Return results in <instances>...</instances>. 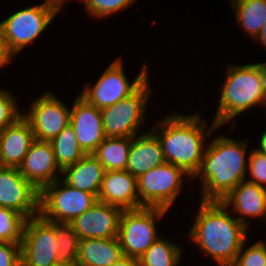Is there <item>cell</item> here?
Returning <instances> with one entry per match:
<instances>
[{"label": "cell", "mask_w": 266, "mask_h": 266, "mask_svg": "<svg viewBox=\"0 0 266 266\" xmlns=\"http://www.w3.org/2000/svg\"><path fill=\"white\" fill-rule=\"evenodd\" d=\"M252 149L248 155L246 181L257 184L266 189V154L259 152L258 150ZM251 152V153H250Z\"/></svg>", "instance_id": "32"}, {"label": "cell", "mask_w": 266, "mask_h": 266, "mask_svg": "<svg viewBox=\"0 0 266 266\" xmlns=\"http://www.w3.org/2000/svg\"><path fill=\"white\" fill-rule=\"evenodd\" d=\"M260 142L259 144H257V148L256 150H258L259 152L266 154V130H263V133H261L260 136Z\"/></svg>", "instance_id": "39"}, {"label": "cell", "mask_w": 266, "mask_h": 266, "mask_svg": "<svg viewBox=\"0 0 266 266\" xmlns=\"http://www.w3.org/2000/svg\"><path fill=\"white\" fill-rule=\"evenodd\" d=\"M132 137H106L92 153L105 171L126 170Z\"/></svg>", "instance_id": "24"}, {"label": "cell", "mask_w": 266, "mask_h": 266, "mask_svg": "<svg viewBox=\"0 0 266 266\" xmlns=\"http://www.w3.org/2000/svg\"><path fill=\"white\" fill-rule=\"evenodd\" d=\"M225 81L220 86L218 108L212 119L219 127L231 123V129L236 125L233 120L240 114L250 111L254 106L266 109L259 77V62L251 64L225 65Z\"/></svg>", "instance_id": "4"}, {"label": "cell", "mask_w": 266, "mask_h": 266, "mask_svg": "<svg viewBox=\"0 0 266 266\" xmlns=\"http://www.w3.org/2000/svg\"><path fill=\"white\" fill-rule=\"evenodd\" d=\"M20 245L21 266H50L57 262L55 222L40 214L26 219Z\"/></svg>", "instance_id": "11"}, {"label": "cell", "mask_w": 266, "mask_h": 266, "mask_svg": "<svg viewBox=\"0 0 266 266\" xmlns=\"http://www.w3.org/2000/svg\"><path fill=\"white\" fill-rule=\"evenodd\" d=\"M150 76L129 96L101 109L106 137H134L147 121L145 113L152 96Z\"/></svg>", "instance_id": "5"}, {"label": "cell", "mask_w": 266, "mask_h": 266, "mask_svg": "<svg viewBox=\"0 0 266 266\" xmlns=\"http://www.w3.org/2000/svg\"><path fill=\"white\" fill-rule=\"evenodd\" d=\"M168 210L158 207H141L123 210L119 222L118 238L124 256L139 259L161 236L157 224ZM158 229V230H157ZM160 235V236H159Z\"/></svg>", "instance_id": "6"}, {"label": "cell", "mask_w": 266, "mask_h": 266, "mask_svg": "<svg viewBox=\"0 0 266 266\" xmlns=\"http://www.w3.org/2000/svg\"><path fill=\"white\" fill-rule=\"evenodd\" d=\"M15 56L10 52L6 41L0 32V69L5 68L6 64L14 61Z\"/></svg>", "instance_id": "34"}, {"label": "cell", "mask_w": 266, "mask_h": 266, "mask_svg": "<svg viewBox=\"0 0 266 266\" xmlns=\"http://www.w3.org/2000/svg\"><path fill=\"white\" fill-rule=\"evenodd\" d=\"M97 198L122 210L138 209L137 178L126 170L105 171Z\"/></svg>", "instance_id": "18"}, {"label": "cell", "mask_w": 266, "mask_h": 266, "mask_svg": "<svg viewBox=\"0 0 266 266\" xmlns=\"http://www.w3.org/2000/svg\"><path fill=\"white\" fill-rule=\"evenodd\" d=\"M122 257L118 237L80 239L76 266H111Z\"/></svg>", "instance_id": "22"}, {"label": "cell", "mask_w": 266, "mask_h": 266, "mask_svg": "<svg viewBox=\"0 0 266 266\" xmlns=\"http://www.w3.org/2000/svg\"><path fill=\"white\" fill-rule=\"evenodd\" d=\"M255 41L258 43L260 42L262 44L263 48L266 49V23L264 24V26L260 30L257 37L254 39V42Z\"/></svg>", "instance_id": "38"}, {"label": "cell", "mask_w": 266, "mask_h": 266, "mask_svg": "<svg viewBox=\"0 0 266 266\" xmlns=\"http://www.w3.org/2000/svg\"><path fill=\"white\" fill-rule=\"evenodd\" d=\"M70 110L54 92L42 93L34 99L23 117L30 123L34 138L51 141L70 124Z\"/></svg>", "instance_id": "12"}, {"label": "cell", "mask_w": 266, "mask_h": 266, "mask_svg": "<svg viewBox=\"0 0 266 266\" xmlns=\"http://www.w3.org/2000/svg\"><path fill=\"white\" fill-rule=\"evenodd\" d=\"M19 172L40 192L61 178L50 141L34 140L19 166Z\"/></svg>", "instance_id": "16"}, {"label": "cell", "mask_w": 266, "mask_h": 266, "mask_svg": "<svg viewBox=\"0 0 266 266\" xmlns=\"http://www.w3.org/2000/svg\"><path fill=\"white\" fill-rule=\"evenodd\" d=\"M105 169L97 158L85 154L75 164L62 171L61 179L70 187L87 191L98 197Z\"/></svg>", "instance_id": "21"}, {"label": "cell", "mask_w": 266, "mask_h": 266, "mask_svg": "<svg viewBox=\"0 0 266 266\" xmlns=\"http://www.w3.org/2000/svg\"><path fill=\"white\" fill-rule=\"evenodd\" d=\"M96 202L95 195L70 187L60 178L40 191L39 214L50 222L71 223Z\"/></svg>", "instance_id": "9"}, {"label": "cell", "mask_w": 266, "mask_h": 266, "mask_svg": "<svg viewBox=\"0 0 266 266\" xmlns=\"http://www.w3.org/2000/svg\"><path fill=\"white\" fill-rule=\"evenodd\" d=\"M40 192L15 167L0 166V206L26 219L39 215Z\"/></svg>", "instance_id": "13"}, {"label": "cell", "mask_w": 266, "mask_h": 266, "mask_svg": "<svg viewBox=\"0 0 266 266\" xmlns=\"http://www.w3.org/2000/svg\"><path fill=\"white\" fill-rule=\"evenodd\" d=\"M186 177L192 182L182 168L168 162L142 174L137 178L139 208L158 207L169 211L181 194Z\"/></svg>", "instance_id": "10"}, {"label": "cell", "mask_w": 266, "mask_h": 266, "mask_svg": "<svg viewBox=\"0 0 266 266\" xmlns=\"http://www.w3.org/2000/svg\"><path fill=\"white\" fill-rule=\"evenodd\" d=\"M165 162L160 142L151 130L132 137L126 166L131 175L138 178Z\"/></svg>", "instance_id": "20"}, {"label": "cell", "mask_w": 266, "mask_h": 266, "mask_svg": "<svg viewBox=\"0 0 266 266\" xmlns=\"http://www.w3.org/2000/svg\"><path fill=\"white\" fill-rule=\"evenodd\" d=\"M58 261L71 265L77 264L80 237L70 223L55 222Z\"/></svg>", "instance_id": "27"}, {"label": "cell", "mask_w": 266, "mask_h": 266, "mask_svg": "<svg viewBox=\"0 0 266 266\" xmlns=\"http://www.w3.org/2000/svg\"><path fill=\"white\" fill-rule=\"evenodd\" d=\"M199 172L200 201H221L246 180L248 142L226 135L209 140Z\"/></svg>", "instance_id": "3"}, {"label": "cell", "mask_w": 266, "mask_h": 266, "mask_svg": "<svg viewBox=\"0 0 266 266\" xmlns=\"http://www.w3.org/2000/svg\"><path fill=\"white\" fill-rule=\"evenodd\" d=\"M58 15L55 8L45 0L10 14L0 22V32L10 52L16 57L23 48L33 44Z\"/></svg>", "instance_id": "7"}, {"label": "cell", "mask_w": 266, "mask_h": 266, "mask_svg": "<svg viewBox=\"0 0 266 266\" xmlns=\"http://www.w3.org/2000/svg\"><path fill=\"white\" fill-rule=\"evenodd\" d=\"M35 140L30 123L21 117L0 133V166L19 168Z\"/></svg>", "instance_id": "19"}, {"label": "cell", "mask_w": 266, "mask_h": 266, "mask_svg": "<svg viewBox=\"0 0 266 266\" xmlns=\"http://www.w3.org/2000/svg\"><path fill=\"white\" fill-rule=\"evenodd\" d=\"M199 113H170L151 131L160 142L165 161L182 168L193 179L199 172L209 136L220 127ZM206 143V144H205Z\"/></svg>", "instance_id": "2"}, {"label": "cell", "mask_w": 266, "mask_h": 266, "mask_svg": "<svg viewBox=\"0 0 266 266\" xmlns=\"http://www.w3.org/2000/svg\"><path fill=\"white\" fill-rule=\"evenodd\" d=\"M123 61L122 57L113 60L97 79L95 85L88 82L79 95L100 110L129 96L149 77L150 72L148 71V64H146L147 61H145L141 65L139 74L132 82H129Z\"/></svg>", "instance_id": "8"}, {"label": "cell", "mask_w": 266, "mask_h": 266, "mask_svg": "<svg viewBox=\"0 0 266 266\" xmlns=\"http://www.w3.org/2000/svg\"><path fill=\"white\" fill-rule=\"evenodd\" d=\"M111 266H140L139 259L124 256Z\"/></svg>", "instance_id": "36"}, {"label": "cell", "mask_w": 266, "mask_h": 266, "mask_svg": "<svg viewBox=\"0 0 266 266\" xmlns=\"http://www.w3.org/2000/svg\"><path fill=\"white\" fill-rule=\"evenodd\" d=\"M165 238L161 235L139 258L140 266H180L184 247Z\"/></svg>", "instance_id": "25"}, {"label": "cell", "mask_w": 266, "mask_h": 266, "mask_svg": "<svg viewBox=\"0 0 266 266\" xmlns=\"http://www.w3.org/2000/svg\"><path fill=\"white\" fill-rule=\"evenodd\" d=\"M187 234L199 251L218 264L232 266L249 230L221 201H200Z\"/></svg>", "instance_id": "1"}, {"label": "cell", "mask_w": 266, "mask_h": 266, "mask_svg": "<svg viewBox=\"0 0 266 266\" xmlns=\"http://www.w3.org/2000/svg\"><path fill=\"white\" fill-rule=\"evenodd\" d=\"M0 266H21V245L0 242Z\"/></svg>", "instance_id": "33"}, {"label": "cell", "mask_w": 266, "mask_h": 266, "mask_svg": "<svg viewBox=\"0 0 266 266\" xmlns=\"http://www.w3.org/2000/svg\"><path fill=\"white\" fill-rule=\"evenodd\" d=\"M70 110V125L74 128L80 148L91 154L106 138L101 110L77 95Z\"/></svg>", "instance_id": "15"}, {"label": "cell", "mask_w": 266, "mask_h": 266, "mask_svg": "<svg viewBox=\"0 0 266 266\" xmlns=\"http://www.w3.org/2000/svg\"><path fill=\"white\" fill-rule=\"evenodd\" d=\"M50 143L56 163L61 171L75 164L85 155L80 148L74 128L70 124L53 138Z\"/></svg>", "instance_id": "26"}, {"label": "cell", "mask_w": 266, "mask_h": 266, "mask_svg": "<svg viewBox=\"0 0 266 266\" xmlns=\"http://www.w3.org/2000/svg\"><path fill=\"white\" fill-rule=\"evenodd\" d=\"M259 77L263 92V101L266 104V62H259Z\"/></svg>", "instance_id": "35"}, {"label": "cell", "mask_w": 266, "mask_h": 266, "mask_svg": "<svg viewBox=\"0 0 266 266\" xmlns=\"http://www.w3.org/2000/svg\"><path fill=\"white\" fill-rule=\"evenodd\" d=\"M122 212L119 207L98 201L70 224L80 239L115 238Z\"/></svg>", "instance_id": "14"}, {"label": "cell", "mask_w": 266, "mask_h": 266, "mask_svg": "<svg viewBox=\"0 0 266 266\" xmlns=\"http://www.w3.org/2000/svg\"><path fill=\"white\" fill-rule=\"evenodd\" d=\"M56 10L57 13H60L65 6L66 2H69V0H47ZM80 3L82 2L83 6L87 2V0H79Z\"/></svg>", "instance_id": "37"}, {"label": "cell", "mask_w": 266, "mask_h": 266, "mask_svg": "<svg viewBox=\"0 0 266 266\" xmlns=\"http://www.w3.org/2000/svg\"><path fill=\"white\" fill-rule=\"evenodd\" d=\"M50 266H75V265H71V264H68V263H65V262L57 261V262L53 263Z\"/></svg>", "instance_id": "40"}, {"label": "cell", "mask_w": 266, "mask_h": 266, "mask_svg": "<svg viewBox=\"0 0 266 266\" xmlns=\"http://www.w3.org/2000/svg\"><path fill=\"white\" fill-rule=\"evenodd\" d=\"M246 242L242 244L232 266H266V241L257 240L248 248Z\"/></svg>", "instance_id": "31"}, {"label": "cell", "mask_w": 266, "mask_h": 266, "mask_svg": "<svg viewBox=\"0 0 266 266\" xmlns=\"http://www.w3.org/2000/svg\"><path fill=\"white\" fill-rule=\"evenodd\" d=\"M13 94L9 89L0 88V133L23 117V112L18 109V100Z\"/></svg>", "instance_id": "30"}, {"label": "cell", "mask_w": 266, "mask_h": 266, "mask_svg": "<svg viewBox=\"0 0 266 266\" xmlns=\"http://www.w3.org/2000/svg\"><path fill=\"white\" fill-rule=\"evenodd\" d=\"M25 222L17 211L0 206V242L21 244Z\"/></svg>", "instance_id": "28"}, {"label": "cell", "mask_w": 266, "mask_h": 266, "mask_svg": "<svg viewBox=\"0 0 266 266\" xmlns=\"http://www.w3.org/2000/svg\"><path fill=\"white\" fill-rule=\"evenodd\" d=\"M221 202L249 229L251 224L249 221H252L250 218L261 219L265 221L262 223L266 224V189L264 187L246 180L242 181Z\"/></svg>", "instance_id": "17"}, {"label": "cell", "mask_w": 266, "mask_h": 266, "mask_svg": "<svg viewBox=\"0 0 266 266\" xmlns=\"http://www.w3.org/2000/svg\"><path fill=\"white\" fill-rule=\"evenodd\" d=\"M238 26L255 39L266 23V0H229Z\"/></svg>", "instance_id": "23"}, {"label": "cell", "mask_w": 266, "mask_h": 266, "mask_svg": "<svg viewBox=\"0 0 266 266\" xmlns=\"http://www.w3.org/2000/svg\"><path fill=\"white\" fill-rule=\"evenodd\" d=\"M136 0H87L84 5L88 15L95 19L110 17L119 11L127 10ZM127 8V9H126Z\"/></svg>", "instance_id": "29"}]
</instances>
